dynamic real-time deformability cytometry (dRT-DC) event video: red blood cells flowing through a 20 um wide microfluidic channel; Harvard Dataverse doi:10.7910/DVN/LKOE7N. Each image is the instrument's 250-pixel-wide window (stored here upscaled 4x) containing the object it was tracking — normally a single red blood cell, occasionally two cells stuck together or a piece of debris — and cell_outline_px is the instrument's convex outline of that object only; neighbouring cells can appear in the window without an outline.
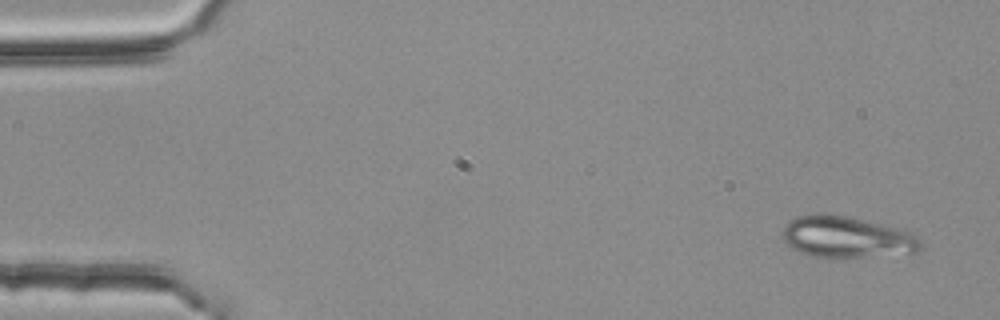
{"species": "common noctule bat (a hibernating species)", "species_latin": "Nyctalus noctula", "temperature_condition": "room temperature", "stored_images_in_passage": 5, "segment_of_instrument_passage": [2, 2], "camera_frame_rate_fps": 3000, "um_per_image_px": 0.085, "animal": {"sex": "female", "body_mass_g": 25.1}, "frame": {"image": 1, "passage_image": 5, "time_ms": 1.333, "image_size_px": [1000, 320], "cell_outline_px": [[920, 248], [916, 252], [860, 256], [812, 256], [800, 252], [792, 248], [784, 240], [784, 224], [788, 220], [800, 216], [820, 212], [824, 212], [904, 228], [920, 240]], "centroid_in_image_um": [71.94, 20.11], "position_along_channel_um": 13.1, "area_um2": 32.77}}